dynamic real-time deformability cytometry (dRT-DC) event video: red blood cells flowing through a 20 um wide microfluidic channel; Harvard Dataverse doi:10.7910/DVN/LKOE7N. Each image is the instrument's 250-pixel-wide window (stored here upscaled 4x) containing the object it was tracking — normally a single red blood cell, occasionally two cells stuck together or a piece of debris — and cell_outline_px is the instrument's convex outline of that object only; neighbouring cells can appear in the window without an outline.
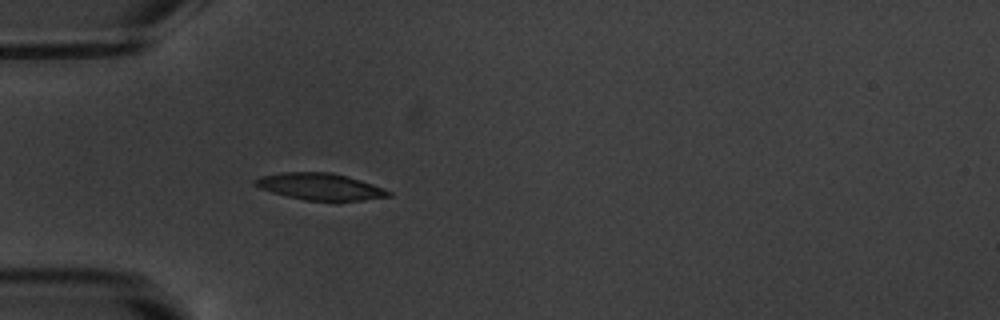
{"species": "common noctule bat (a hibernating species)", "species_latin": "Nyctalus noctula", "temperature_condition": "warm", "stored_images_in_passage": 4, "camera_frame_rate_fps": 3000, "um_per_image_px": 0.085, "animal": {"sex": "male", "body_mass_g": 20.1, "forearm_length_mm": 53.5}, "frame": {"image": 1, "passage_image": 4, "time_ms": 4.333, "image_size_px": [1000, 320], "cell_outline_px": [[392, 196], [336, 204], [304, 200], [272, 192], [260, 188], [252, 184], [252, 180], [264, 176], [284, 172], [332, 172], [348, 176], [384, 188], [392, 192]], "centroid_in_image_um": [27.28, 15.9], "position_along_channel_um": 57.7, "area_um2": 21.5}}